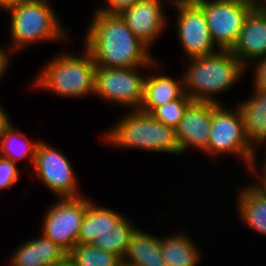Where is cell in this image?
Returning a JSON list of instances; mask_svg holds the SVG:
<instances>
[{"instance_id": "6da1fadb", "label": "cell", "mask_w": 266, "mask_h": 266, "mask_svg": "<svg viewBox=\"0 0 266 266\" xmlns=\"http://www.w3.org/2000/svg\"><path fill=\"white\" fill-rule=\"evenodd\" d=\"M95 14L84 39V48L96 66L133 68L158 65L151 60L148 46L132 33L120 14L97 11Z\"/></svg>"}, {"instance_id": "7a4b0ae2", "label": "cell", "mask_w": 266, "mask_h": 266, "mask_svg": "<svg viewBox=\"0 0 266 266\" xmlns=\"http://www.w3.org/2000/svg\"><path fill=\"white\" fill-rule=\"evenodd\" d=\"M218 51L190 59L192 63L183 79L184 87H188L184 88V92L193 101L218 103L210 95L225 92L244 72L245 66L231 50Z\"/></svg>"}, {"instance_id": "3957f363", "label": "cell", "mask_w": 266, "mask_h": 266, "mask_svg": "<svg viewBox=\"0 0 266 266\" xmlns=\"http://www.w3.org/2000/svg\"><path fill=\"white\" fill-rule=\"evenodd\" d=\"M133 110L104 135L107 142L125 148L181 153L176 129L164 125L149 113L139 109Z\"/></svg>"}, {"instance_id": "277c9868", "label": "cell", "mask_w": 266, "mask_h": 266, "mask_svg": "<svg viewBox=\"0 0 266 266\" xmlns=\"http://www.w3.org/2000/svg\"><path fill=\"white\" fill-rule=\"evenodd\" d=\"M60 56L43 69L35 85L67 97H81L90 92L95 93L97 66L89 51L85 49L83 57L67 53Z\"/></svg>"}, {"instance_id": "5b68a950", "label": "cell", "mask_w": 266, "mask_h": 266, "mask_svg": "<svg viewBox=\"0 0 266 266\" xmlns=\"http://www.w3.org/2000/svg\"><path fill=\"white\" fill-rule=\"evenodd\" d=\"M8 10H11V32L14 41V45L10 47L11 51L38 40L65 41L64 30L46 0H34Z\"/></svg>"}, {"instance_id": "8992f818", "label": "cell", "mask_w": 266, "mask_h": 266, "mask_svg": "<svg viewBox=\"0 0 266 266\" xmlns=\"http://www.w3.org/2000/svg\"><path fill=\"white\" fill-rule=\"evenodd\" d=\"M202 9L213 43L232 50L255 0H194Z\"/></svg>"}, {"instance_id": "52a82bcc", "label": "cell", "mask_w": 266, "mask_h": 266, "mask_svg": "<svg viewBox=\"0 0 266 266\" xmlns=\"http://www.w3.org/2000/svg\"><path fill=\"white\" fill-rule=\"evenodd\" d=\"M234 113L217 105L212 110L208 154L232 152L242 156L250 168L255 167L254 146L247 140L239 107ZM253 147V148H252Z\"/></svg>"}, {"instance_id": "ba28073f", "label": "cell", "mask_w": 266, "mask_h": 266, "mask_svg": "<svg viewBox=\"0 0 266 266\" xmlns=\"http://www.w3.org/2000/svg\"><path fill=\"white\" fill-rule=\"evenodd\" d=\"M60 199L59 203L46 212L42 234L68 253L77 245L87 200L80 195Z\"/></svg>"}, {"instance_id": "9c48e42d", "label": "cell", "mask_w": 266, "mask_h": 266, "mask_svg": "<svg viewBox=\"0 0 266 266\" xmlns=\"http://www.w3.org/2000/svg\"><path fill=\"white\" fill-rule=\"evenodd\" d=\"M138 67L108 68L96 67L95 93L102 98L134 109H139L143 102L145 77L140 76Z\"/></svg>"}, {"instance_id": "30bf717a", "label": "cell", "mask_w": 266, "mask_h": 266, "mask_svg": "<svg viewBox=\"0 0 266 266\" xmlns=\"http://www.w3.org/2000/svg\"><path fill=\"white\" fill-rule=\"evenodd\" d=\"M171 1L179 11L177 29L185 53L191 59L216 53L203 9L194 0Z\"/></svg>"}, {"instance_id": "8fae6325", "label": "cell", "mask_w": 266, "mask_h": 266, "mask_svg": "<svg viewBox=\"0 0 266 266\" xmlns=\"http://www.w3.org/2000/svg\"><path fill=\"white\" fill-rule=\"evenodd\" d=\"M33 168L42 182L61 198L79 197L71 164L58 150L39 142Z\"/></svg>"}, {"instance_id": "7c38bea8", "label": "cell", "mask_w": 266, "mask_h": 266, "mask_svg": "<svg viewBox=\"0 0 266 266\" xmlns=\"http://www.w3.org/2000/svg\"><path fill=\"white\" fill-rule=\"evenodd\" d=\"M218 104L193 101L188 106L179 126L176 128L177 141L181 152L190 146L202 149L205 152L210 142L212 110Z\"/></svg>"}, {"instance_id": "4fadbf2b", "label": "cell", "mask_w": 266, "mask_h": 266, "mask_svg": "<svg viewBox=\"0 0 266 266\" xmlns=\"http://www.w3.org/2000/svg\"><path fill=\"white\" fill-rule=\"evenodd\" d=\"M160 2L140 0L120 14L132 33L148 47L166 25Z\"/></svg>"}, {"instance_id": "5bb4252c", "label": "cell", "mask_w": 266, "mask_h": 266, "mask_svg": "<svg viewBox=\"0 0 266 266\" xmlns=\"http://www.w3.org/2000/svg\"><path fill=\"white\" fill-rule=\"evenodd\" d=\"M231 52L244 66L251 58L266 57V17L256 6L247 15Z\"/></svg>"}, {"instance_id": "9a60e30c", "label": "cell", "mask_w": 266, "mask_h": 266, "mask_svg": "<svg viewBox=\"0 0 266 266\" xmlns=\"http://www.w3.org/2000/svg\"><path fill=\"white\" fill-rule=\"evenodd\" d=\"M122 265L167 266V263L162 257L160 239L136 229L130 238V243L126 255L122 260Z\"/></svg>"}, {"instance_id": "2e32d148", "label": "cell", "mask_w": 266, "mask_h": 266, "mask_svg": "<svg viewBox=\"0 0 266 266\" xmlns=\"http://www.w3.org/2000/svg\"><path fill=\"white\" fill-rule=\"evenodd\" d=\"M184 79L178 82L166 76H148L144 83L143 102L139 110L150 113L155 107L180 98L184 92Z\"/></svg>"}, {"instance_id": "e0dca14e", "label": "cell", "mask_w": 266, "mask_h": 266, "mask_svg": "<svg viewBox=\"0 0 266 266\" xmlns=\"http://www.w3.org/2000/svg\"><path fill=\"white\" fill-rule=\"evenodd\" d=\"M255 90L253 98L239 104L245 135L252 145L266 140V90Z\"/></svg>"}, {"instance_id": "ac0fdd59", "label": "cell", "mask_w": 266, "mask_h": 266, "mask_svg": "<svg viewBox=\"0 0 266 266\" xmlns=\"http://www.w3.org/2000/svg\"><path fill=\"white\" fill-rule=\"evenodd\" d=\"M123 216L106 207H96L87 200V208L82 221L77 244H93L98 236L111 232L112 227Z\"/></svg>"}, {"instance_id": "d6986e66", "label": "cell", "mask_w": 266, "mask_h": 266, "mask_svg": "<svg viewBox=\"0 0 266 266\" xmlns=\"http://www.w3.org/2000/svg\"><path fill=\"white\" fill-rule=\"evenodd\" d=\"M238 198L241 217L253 229L266 234V195L255 186L245 188Z\"/></svg>"}, {"instance_id": "ffe728a7", "label": "cell", "mask_w": 266, "mask_h": 266, "mask_svg": "<svg viewBox=\"0 0 266 266\" xmlns=\"http://www.w3.org/2000/svg\"><path fill=\"white\" fill-rule=\"evenodd\" d=\"M182 235L160 239L162 257L167 266H195L199 262V252L193 241Z\"/></svg>"}, {"instance_id": "44dd1931", "label": "cell", "mask_w": 266, "mask_h": 266, "mask_svg": "<svg viewBox=\"0 0 266 266\" xmlns=\"http://www.w3.org/2000/svg\"><path fill=\"white\" fill-rule=\"evenodd\" d=\"M38 143L28 140L21 132H15L10 123L0 136V157L16 163L23 157L30 156L29 160L33 163Z\"/></svg>"}, {"instance_id": "7402d4cb", "label": "cell", "mask_w": 266, "mask_h": 266, "mask_svg": "<svg viewBox=\"0 0 266 266\" xmlns=\"http://www.w3.org/2000/svg\"><path fill=\"white\" fill-rule=\"evenodd\" d=\"M135 230L136 228L131 226L125 217H122L117 224L112 227L109 234L98 236L92 245L117 255L123 260L130 243V238Z\"/></svg>"}, {"instance_id": "603a6c76", "label": "cell", "mask_w": 266, "mask_h": 266, "mask_svg": "<svg viewBox=\"0 0 266 266\" xmlns=\"http://www.w3.org/2000/svg\"><path fill=\"white\" fill-rule=\"evenodd\" d=\"M67 259L75 266H122V260L117 255L92 244H77L67 253Z\"/></svg>"}, {"instance_id": "cb8c5ba5", "label": "cell", "mask_w": 266, "mask_h": 266, "mask_svg": "<svg viewBox=\"0 0 266 266\" xmlns=\"http://www.w3.org/2000/svg\"><path fill=\"white\" fill-rule=\"evenodd\" d=\"M193 100L185 93L178 99L155 107L149 114L168 127L176 129Z\"/></svg>"}, {"instance_id": "d4e9b609", "label": "cell", "mask_w": 266, "mask_h": 266, "mask_svg": "<svg viewBox=\"0 0 266 266\" xmlns=\"http://www.w3.org/2000/svg\"><path fill=\"white\" fill-rule=\"evenodd\" d=\"M39 266H46L63 262L67 258V253L54 241L43 234L38 238Z\"/></svg>"}, {"instance_id": "484cf974", "label": "cell", "mask_w": 266, "mask_h": 266, "mask_svg": "<svg viewBox=\"0 0 266 266\" xmlns=\"http://www.w3.org/2000/svg\"><path fill=\"white\" fill-rule=\"evenodd\" d=\"M11 266H39L38 239L21 245L11 260Z\"/></svg>"}, {"instance_id": "4316f807", "label": "cell", "mask_w": 266, "mask_h": 266, "mask_svg": "<svg viewBox=\"0 0 266 266\" xmlns=\"http://www.w3.org/2000/svg\"><path fill=\"white\" fill-rule=\"evenodd\" d=\"M18 172L15 162L0 157V189L12 187L18 179Z\"/></svg>"}, {"instance_id": "83f0119b", "label": "cell", "mask_w": 266, "mask_h": 266, "mask_svg": "<svg viewBox=\"0 0 266 266\" xmlns=\"http://www.w3.org/2000/svg\"><path fill=\"white\" fill-rule=\"evenodd\" d=\"M108 7L100 8L97 12L106 14H121L123 11L132 7V5L140 0H106Z\"/></svg>"}, {"instance_id": "f1b7e54d", "label": "cell", "mask_w": 266, "mask_h": 266, "mask_svg": "<svg viewBox=\"0 0 266 266\" xmlns=\"http://www.w3.org/2000/svg\"><path fill=\"white\" fill-rule=\"evenodd\" d=\"M263 59V60H262ZM260 63L255 69V87L261 90H266V57L261 58Z\"/></svg>"}, {"instance_id": "f546056e", "label": "cell", "mask_w": 266, "mask_h": 266, "mask_svg": "<svg viewBox=\"0 0 266 266\" xmlns=\"http://www.w3.org/2000/svg\"><path fill=\"white\" fill-rule=\"evenodd\" d=\"M34 0H0V7H4L6 10L23 3L31 2Z\"/></svg>"}, {"instance_id": "4dcf8cb0", "label": "cell", "mask_w": 266, "mask_h": 266, "mask_svg": "<svg viewBox=\"0 0 266 266\" xmlns=\"http://www.w3.org/2000/svg\"><path fill=\"white\" fill-rule=\"evenodd\" d=\"M10 124V121L0 106V136L3 134L5 128Z\"/></svg>"}, {"instance_id": "1f68e13d", "label": "cell", "mask_w": 266, "mask_h": 266, "mask_svg": "<svg viewBox=\"0 0 266 266\" xmlns=\"http://www.w3.org/2000/svg\"><path fill=\"white\" fill-rule=\"evenodd\" d=\"M6 53V54H5ZM7 52L0 50V78L5 72L4 70L6 69V66H8V57H7Z\"/></svg>"}, {"instance_id": "d6a6232c", "label": "cell", "mask_w": 266, "mask_h": 266, "mask_svg": "<svg viewBox=\"0 0 266 266\" xmlns=\"http://www.w3.org/2000/svg\"><path fill=\"white\" fill-rule=\"evenodd\" d=\"M263 175H262V181H261V184H256V188L259 189L263 194L266 195V161H264V165H263Z\"/></svg>"}, {"instance_id": "836d02e7", "label": "cell", "mask_w": 266, "mask_h": 266, "mask_svg": "<svg viewBox=\"0 0 266 266\" xmlns=\"http://www.w3.org/2000/svg\"><path fill=\"white\" fill-rule=\"evenodd\" d=\"M260 0H255V6L261 11V13L266 17V1L265 3L259 2ZM262 3V4H261Z\"/></svg>"}, {"instance_id": "e575fe53", "label": "cell", "mask_w": 266, "mask_h": 266, "mask_svg": "<svg viewBox=\"0 0 266 266\" xmlns=\"http://www.w3.org/2000/svg\"><path fill=\"white\" fill-rule=\"evenodd\" d=\"M62 266H75L72 262H70L67 258L62 262Z\"/></svg>"}, {"instance_id": "d590c367", "label": "cell", "mask_w": 266, "mask_h": 266, "mask_svg": "<svg viewBox=\"0 0 266 266\" xmlns=\"http://www.w3.org/2000/svg\"><path fill=\"white\" fill-rule=\"evenodd\" d=\"M46 266H62V262H60V263H55V264H51V265H46Z\"/></svg>"}]
</instances>
